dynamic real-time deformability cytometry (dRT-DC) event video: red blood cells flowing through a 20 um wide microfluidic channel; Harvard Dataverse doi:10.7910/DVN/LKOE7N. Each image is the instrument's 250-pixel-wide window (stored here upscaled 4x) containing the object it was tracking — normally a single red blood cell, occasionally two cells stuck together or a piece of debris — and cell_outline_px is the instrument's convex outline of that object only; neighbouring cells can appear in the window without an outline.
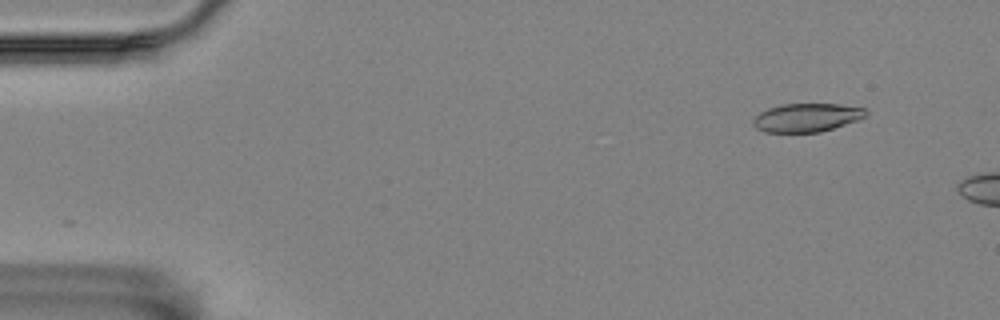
{"species": "Egyptian fruit bat (a non-hibernating species)", "species_latin": "Rousettus aegyptiacus", "temperature_condition": "room temperature", "stored_images_in_passage": 3, "camera_frame_rate_fps": 3000, "um_per_image_px": 0.085, "animal": {"sex": "female"}, "frame": {"image": 1, "passage_image": 1, "time_ms": 0.0, "image_size_px": [1000, 320], "cell_outline_px": [[868, 112], [864, 116], [856, 120], [820, 132], [764, 132], [756, 128], [752, 124], [752, 120], [760, 112], [768, 108], [780, 104], [840, 104], [864, 108]], "centroid_in_image_um": [68.52, 9.99], "position_along_channel_um": 16.5, "area_um2": 18.55}}